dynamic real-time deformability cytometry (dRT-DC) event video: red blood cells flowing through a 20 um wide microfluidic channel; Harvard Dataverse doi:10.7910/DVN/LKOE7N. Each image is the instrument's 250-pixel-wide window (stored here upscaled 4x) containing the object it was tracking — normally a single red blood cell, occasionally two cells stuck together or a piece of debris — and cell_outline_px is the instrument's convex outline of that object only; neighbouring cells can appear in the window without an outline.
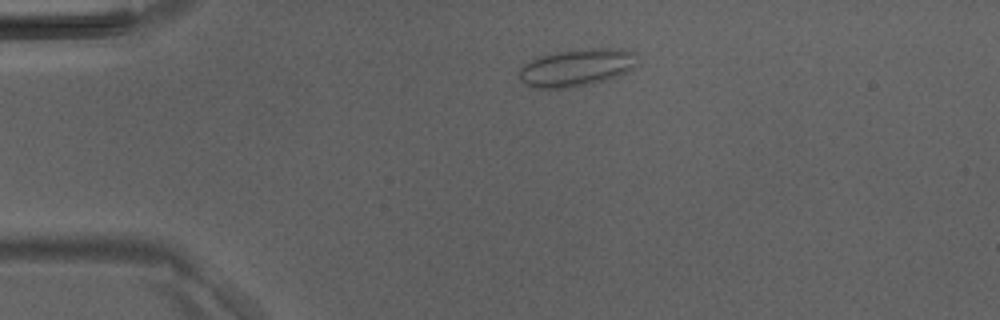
{"species": "Egyptian fruit bat (a non-hibernating species)", "species_latin": "Rousettus aegyptiacus", "temperature_condition": "room temperature", "stored_images_in_passage": 36, "camera_frame_rate_fps": 3000, "um_per_image_px": 0.085, "animal": {"sex": "male"}, "frame": {"image": 1, "passage_image": 1, "time_ms": 0.0, "image_size_px": [1000, 320], "cell_outline_px": [[636, 52], [632, 68], [620, 76], [592, 84], [568, 88], [532, 88], [524, 84], [520, 80], [520, 68], [524, 64], [536, 56], [556, 52], [588, 48], [612, 48]], "centroid_in_image_um": [48.96, 5.75], "position_along_channel_um": 36.0, "area_um2": 25.84}}
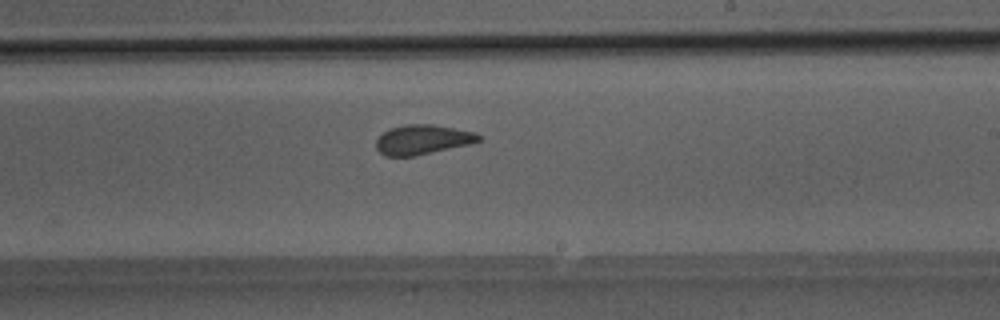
{"frame": {"image": 2, "passage_image": 18, "time_ms": 5.667, "image_size_px": [1000, 320], "cell_outline_px": [[484, 140], [472, 144], [412, 156], [384, 156], [376, 148], [376, 140], [388, 128], [404, 124], [432, 124], [476, 132]], "centroid_in_image_um": [35.94, 11.86], "position_along_channel_um": 253.1, "area_um2": 17.86}}
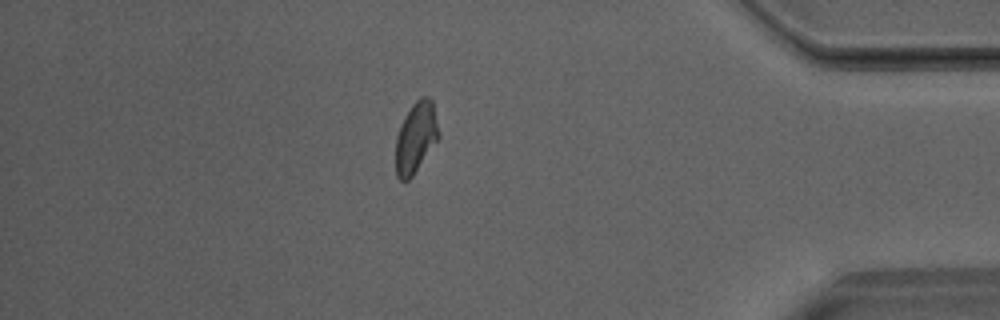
{"frame": {"image": 3, "passage_image": 30, "time_ms": 9.667, "image_size_px": [1000, 320], "cell_outline_px": [[440, 136], [412, 176], [408, 180], [400, 180], [396, 176], [396, 136], [400, 124], [404, 116], [412, 104], [420, 96], [428, 96], [432, 100]], "centroid_in_image_um": [35.33, 11.65], "position_along_channel_um": 399.9, "area_um2": 17.69}}